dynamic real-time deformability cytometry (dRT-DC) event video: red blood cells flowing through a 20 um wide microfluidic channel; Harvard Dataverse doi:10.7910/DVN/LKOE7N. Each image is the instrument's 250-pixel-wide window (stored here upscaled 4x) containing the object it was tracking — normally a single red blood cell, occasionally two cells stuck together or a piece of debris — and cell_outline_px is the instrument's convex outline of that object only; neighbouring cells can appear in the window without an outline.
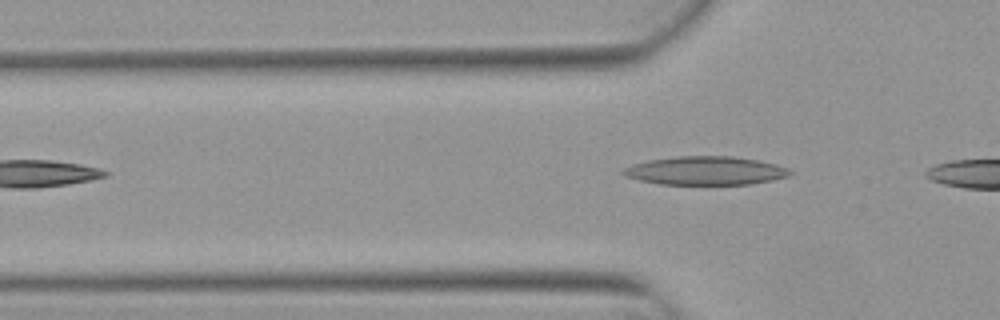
{"species": "Egyptian fruit bat (a non-hibernating species)", "species_latin": "Rousettus aegyptiacus", "temperature_condition": "warm", "stored_images_in_passage": 3, "camera_frame_rate_fps": 3000, "um_per_image_px": 0.085, "animal": {"sex": "female"}, "frame": {"image": 1, "passage_image": 3, "time_ms": 0.667, "image_size_px": [1000, 320], "cell_outline_px": [[792, 172], [788, 176], [772, 180], [748, 184], [660, 184], [640, 180], [624, 176], [620, 172], [624, 168], [632, 164], [648, 160], [676, 156], [732, 156], [756, 160], [776, 164], [788, 168]], "centroid_in_image_um": [59.93, 14.5], "position_along_channel_um": 65.9, "area_um2": 27.63}}